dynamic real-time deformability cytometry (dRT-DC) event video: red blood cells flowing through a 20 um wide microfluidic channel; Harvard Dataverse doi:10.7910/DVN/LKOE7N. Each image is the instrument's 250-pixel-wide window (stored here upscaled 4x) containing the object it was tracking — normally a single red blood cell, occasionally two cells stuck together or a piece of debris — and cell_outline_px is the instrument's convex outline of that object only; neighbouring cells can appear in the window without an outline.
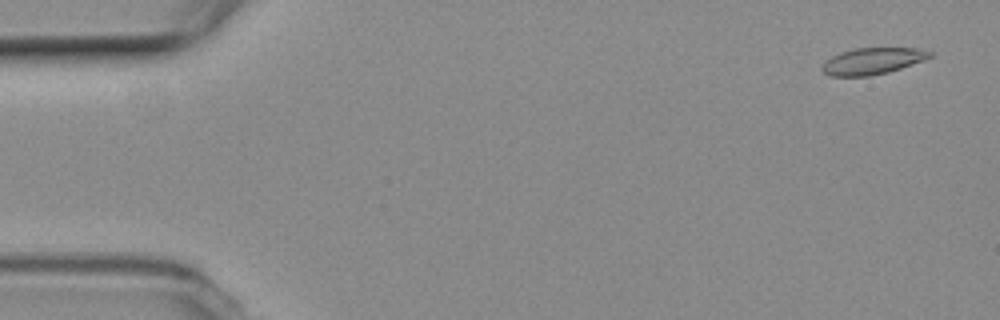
{"species": "common noctule bat (a hibernating species)", "species_latin": "Nyctalus noctula", "temperature_condition": "room temperature", "stored_images_in_passage": 55, "camera_frame_rate_fps": 3000, "um_per_image_px": 0.085, "animal": {"sex": "female", "body_mass_g": 19.3, "forearm_length_mm": 54.1}, "frame": {"image": 1, "passage_image": 3, "time_ms": 0.667, "image_size_px": [1000, 320], "cell_outline_px": [[932, 56], [924, 60], [888, 72], [868, 76], [828, 76], [820, 68], [832, 56], [840, 52], [856, 48], [916, 48], [932, 52]], "centroid_in_image_um": [74.15, 5.19], "position_along_channel_um": 10.8, "area_um2": 16.47}}
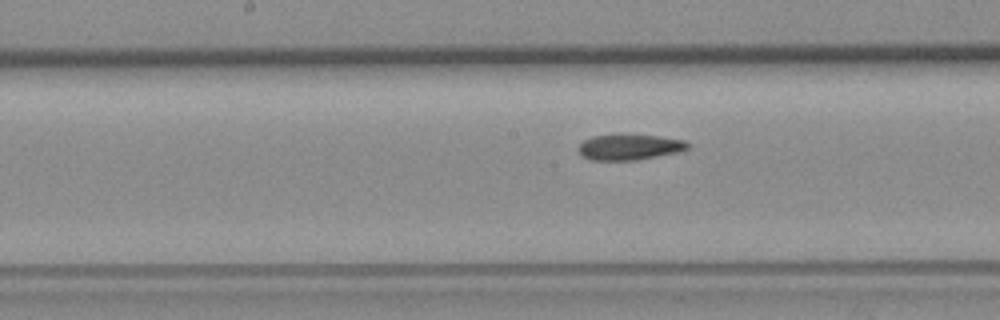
{"frame": {"image": 2, "passage_image": 28, "time_ms": 9.0, "image_size_px": [1000, 320], "cell_outline_px": [[692, 148], [676, 152], [636, 160], [592, 160], [580, 156], [576, 148], [584, 140], [592, 136], [624, 132], [660, 136], [684, 140], [692, 144]], "centroid_in_image_um": [53.49, 12.46], "position_along_channel_um": 194.7, "area_um2": 17.11}}
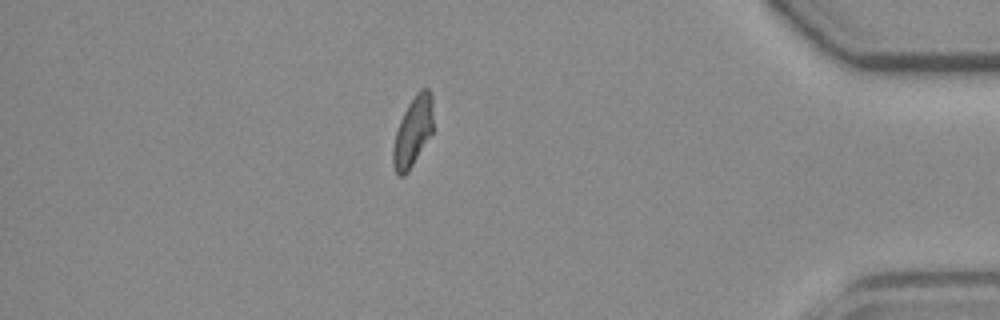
{"frame": {"image": 3, "passage_image": 48, "time_ms": 15.667, "image_size_px": [1000, 320], "cell_outline_px": [[432, 132], [408, 172], [404, 176], [400, 176], [396, 172], [392, 164], [392, 148], [396, 132], [400, 120], [408, 104], [416, 92], [420, 88], [428, 88], [432, 92]], "centroid_in_image_um": [35.08, 11.16], "position_along_channel_um": 400.1, "area_um2": 16.24}, "authors_computed_cell_mechanics": {"area_um2": 16.9354, "velocity_mm_per_s": 3.7304, "shape_relaxation_time_tau1_ms": null, "shape_relaxation_time_tau2_ms": 3.2107, "deformation_change_tau1": null, "deformation_change_tau2": 0.0949}}